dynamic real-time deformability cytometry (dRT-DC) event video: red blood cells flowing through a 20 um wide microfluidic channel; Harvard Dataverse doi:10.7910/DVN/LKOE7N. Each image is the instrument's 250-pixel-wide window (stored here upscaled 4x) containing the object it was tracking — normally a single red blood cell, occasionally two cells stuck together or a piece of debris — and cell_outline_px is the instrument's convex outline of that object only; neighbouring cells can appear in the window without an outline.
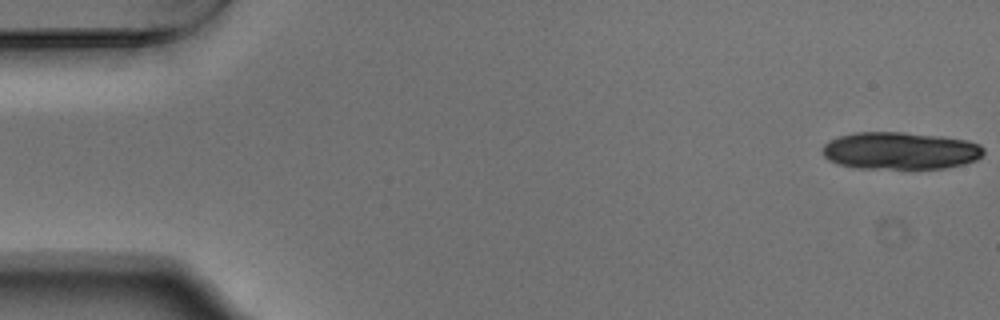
{"species": "Egyptian fruit bat (a non-hibernating species)", "species_latin": "Rousettus aegyptiacus", "temperature_condition": "warm", "stored_images_in_passage": 15, "camera_frame_rate_fps": 3000, "um_per_image_px": 0.085, "animal": {"sex": "male"}, "frame": {"image": 1, "passage_image": 1, "time_ms": 0.0, "image_size_px": [1000, 320], "cell_outline_px": [[984, 152], [976, 160], [964, 164], [944, 168], [860, 168], [840, 164], [828, 160], [824, 156], [824, 144], [828, 140], [840, 136], [856, 132], [904, 132], [944, 136], [968, 140], [980, 144], [984, 148]], "centroid_in_image_um": [76.55, 12.8], "position_along_channel_um": 8.4, "area_um2": 35.08}}